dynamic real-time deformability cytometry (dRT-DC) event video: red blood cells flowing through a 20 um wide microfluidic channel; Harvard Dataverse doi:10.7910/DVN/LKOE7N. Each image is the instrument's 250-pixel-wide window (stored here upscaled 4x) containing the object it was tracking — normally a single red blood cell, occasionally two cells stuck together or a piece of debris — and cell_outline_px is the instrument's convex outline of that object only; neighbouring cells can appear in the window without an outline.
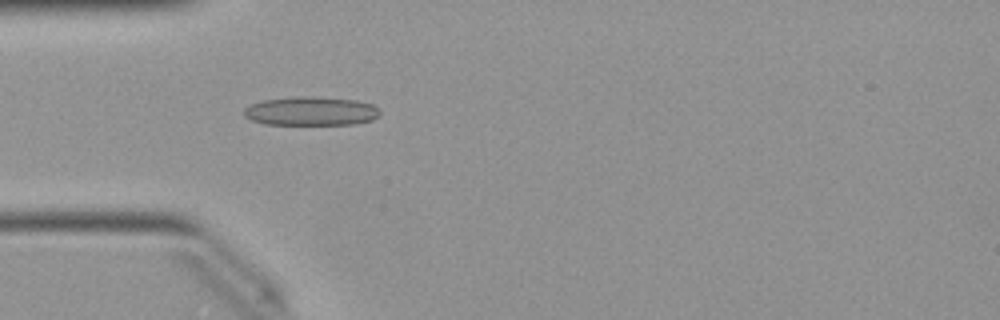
{"species": "Egyptian fruit bat (a non-hibernating species)", "species_latin": "Rousettus aegyptiacus", "temperature_condition": "warm", "stored_images_in_passage": 45, "camera_frame_rate_fps": 3000, "um_per_image_px": 0.085, "animal": {"sex": "female"}, "frame": {"image": 1, "passage_image": 10, "time_ms": 3.0, "image_size_px": [1000, 320], "cell_outline_px": [[380, 116], [372, 120], [352, 124], [264, 124], [252, 120], [244, 116], [244, 108], [252, 104], [264, 100], [296, 96], [312, 96], [356, 100], [372, 104], [380, 112]], "centroid_in_image_um": [26.43, 9.44], "position_along_channel_um": 58.6, "area_um2": 22.77}}
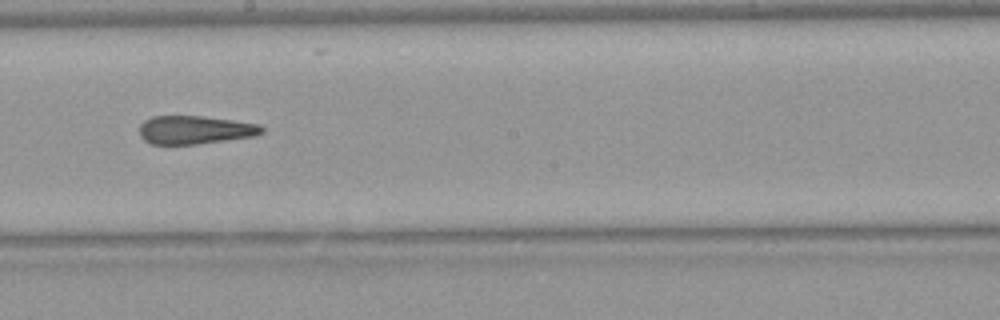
{"frame": {"image": 2, "passage_image": 23, "time_ms": 7.333, "image_size_px": [1000, 320], "cell_outline_px": [[264, 132], [256, 136], [196, 144], [152, 144], [144, 140], [140, 136], [140, 124], [144, 120], [152, 116], [200, 116], [232, 120], [260, 124], [264, 128]], "centroid_in_image_um": [16.58, 11.04], "position_along_channel_um": 231.6, "area_um2": 20.23}}
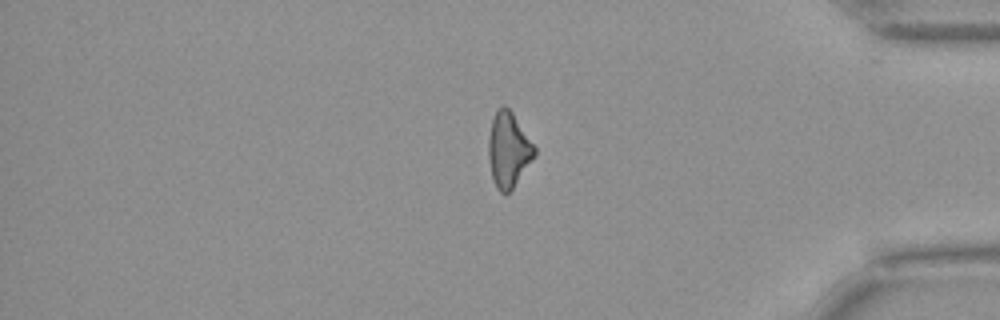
{"frame": {"image": 3, "passage_image": 37, "time_ms": 12.0, "image_size_px": [1000, 320], "cell_outline_px": [[536, 156], [512, 188], [508, 192], [500, 192], [496, 188], [492, 176], [488, 156], [488, 136], [492, 120], [496, 112], [504, 104], [512, 112], [536, 148]], "centroid_in_image_um": [43.22, 12.73], "position_along_channel_um": 392.0, "area_um2": 19.88}, "authors_computed_cell_mechanics": {"area_um2": 21.097, "velocity_mm_per_s": 4.0549, "shape_relaxation_time_tau1_ms": null, "shape_relaxation_time_tau2_ms": 2.6363, "deformation_change_tau1": null, "deformation_change_tau2": 0.1453}}